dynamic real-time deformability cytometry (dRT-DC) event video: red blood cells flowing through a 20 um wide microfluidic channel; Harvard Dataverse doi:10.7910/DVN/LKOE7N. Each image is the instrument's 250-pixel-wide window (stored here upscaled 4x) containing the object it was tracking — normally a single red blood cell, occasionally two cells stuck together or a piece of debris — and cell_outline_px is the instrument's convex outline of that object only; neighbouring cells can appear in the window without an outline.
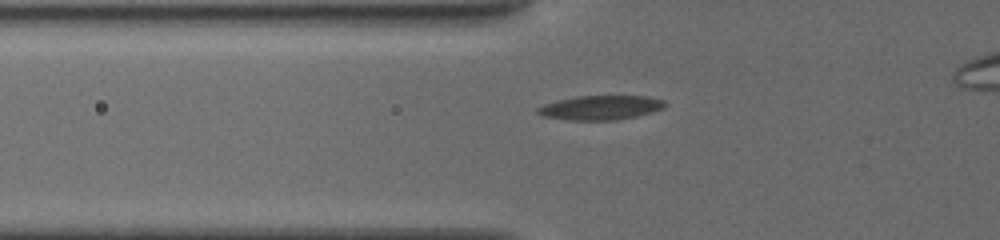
{"species": "common noctule bat (a hibernating species)", "species_latin": "Nyctalus noctula", "temperature_condition": "cold", "stored_images_in_passage": 35, "camera_frame_rate_fps": 3000, "um_per_image_px": 0.085, "animal": {"sex": "female", "body_mass_g": 19.5, "forearm_length_mm": 54.1}, "frame": {"image": 1, "passage_image": 4, "time_ms": 1.333, "image_size_px": [1000, 240], "cell_outline_px": [[668, 104], [664, 108], [652, 112], [636, 116], [616, 120], [572, 120], [544, 116], [536, 112], [536, 108], [544, 104], [576, 96], [644, 96], [664, 100]], "centroid_in_image_um": [51.08, 9.14], "position_along_channel_um": 74.7, "area_um2": 17.92}}
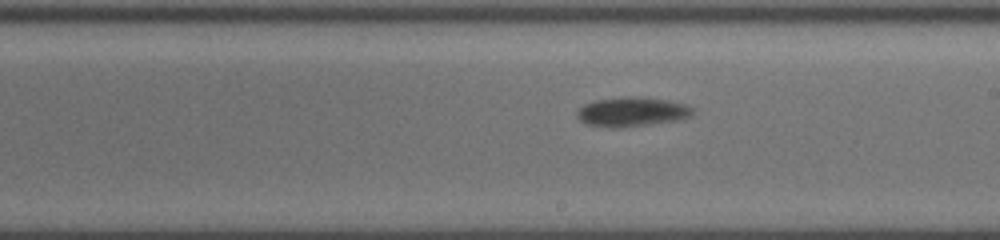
{"frame": {"image": 2, "passage_image": 14, "time_ms": 5.667, "image_size_px": [1000, 240], "cell_outline_px": [[692, 112], [688, 116], [676, 120], [624, 128], [608, 128], [588, 124], [580, 120], [576, 116], [576, 112], [584, 104], [596, 100], [636, 96], [664, 100], [684, 104], [692, 108]], "centroid_in_image_um": [53.64, 9.52], "position_along_channel_um": 235.4, "area_um2": 19.48}}
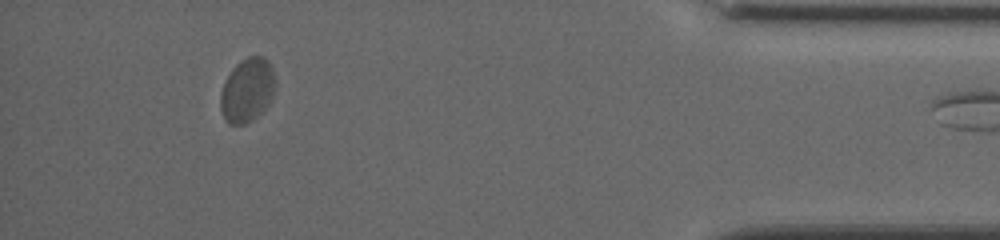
{"frame": {"image": 3, "passage_image": 33, "time_ms": 11.667, "image_size_px": [1000, 240], "cell_outline_px": [[276, 88], [268, 104], [252, 120], [244, 124], [228, 124], [224, 120], [220, 108], [220, 92], [232, 68], [240, 60], [248, 56], [264, 56], [268, 60], [272, 68]], "centroid_in_image_um": [21.0, 7.65], "position_along_channel_um": 414.2, "area_um2": 20.46}}